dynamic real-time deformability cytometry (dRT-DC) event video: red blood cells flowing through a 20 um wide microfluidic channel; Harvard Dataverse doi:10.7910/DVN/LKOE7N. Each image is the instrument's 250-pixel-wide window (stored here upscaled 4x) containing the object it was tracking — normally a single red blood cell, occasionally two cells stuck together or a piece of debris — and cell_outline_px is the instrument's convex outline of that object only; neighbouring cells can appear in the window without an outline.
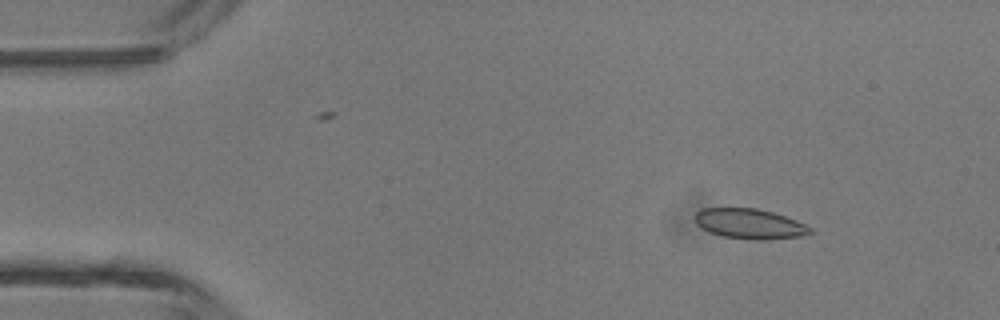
{"species": "common noctule bat (a hibernating species)", "species_latin": "Nyctalus noctula", "temperature_condition": "room temperature", "stored_images_in_passage": 43, "camera_frame_rate_fps": 3000, "um_per_image_px": 0.085, "animal": {"sex": "male", "body_mass_g": 13.3}, "frame": {"image": 1, "passage_image": 5, "time_ms": 1.333, "image_size_px": [1000, 320], "cell_outline_px": [[812, 232], [808, 236], [764, 240], [748, 240], [724, 236], [708, 232], [700, 228], [696, 224], [692, 216], [700, 208], [756, 208], [772, 212], [796, 220], [812, 228]], "centroid_in_image_um": [63.69, 19.03], "position_along_channel_um": 21.3, "area_um2": 20.63}}
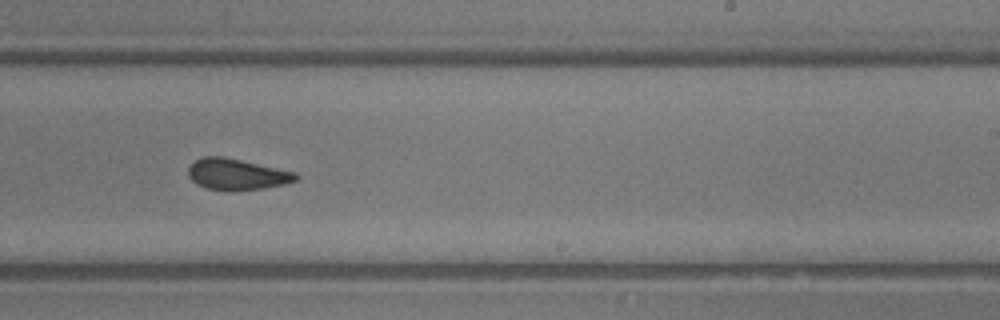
{"frame": {"image": 2, "passage_image": 27, "time_ms": 8.667, "image_size_px": [1000, 320], "cell_outline_px": [[300, 176], [296, 180], [284, 184], [264, 188], [232, 192], [224, 192], [204, 188], [196, 184], [188, 176], [188, 168], [196, 160], [204, 156], [224, 156], [296, 172]], "centroid_in_image_um": [20.11, 14.84], "position_along_channel_um": 268.9, "area_um2": 19.94}}
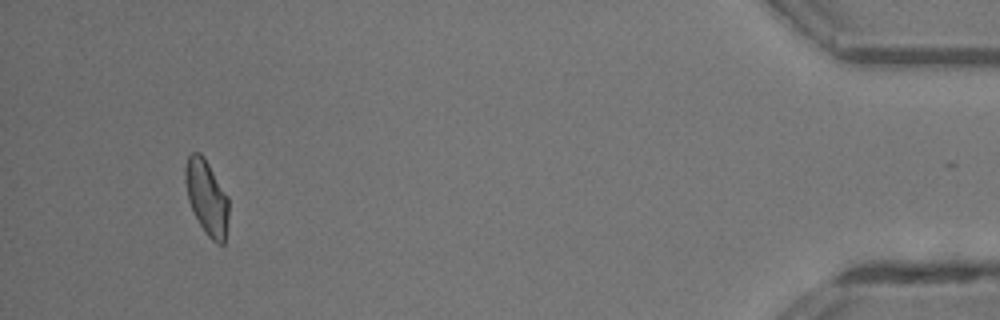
{"frame": {"image": 3, "passage_image": 42, "time_ms": 13.667, "image_size_px": [1000, 320], "cell_outline_px": [[228, 220], [224, 244], [216, 244], [204, 232], [188, 200], [184, 180], [184, 168], [188, 156], [192, 152], [200, 152], [204, 156], [228, 196]], "centroid_in_image_um": [17.56, 16.76], "position_along_channel_um": 417.6, "area_um2": 19.02}, "authors_computed_cell_mechanics": {"area_um2": 19.9988, "velocity_mm_per_s": 4.516, "shape_relaxation_time_tau1_ms": 6.2401, "shape_relaxation_time_tau2_ms": 1.2433, "deformation_change_tau1": 0.1371, "deformation_change_tau2": 0.0719}}